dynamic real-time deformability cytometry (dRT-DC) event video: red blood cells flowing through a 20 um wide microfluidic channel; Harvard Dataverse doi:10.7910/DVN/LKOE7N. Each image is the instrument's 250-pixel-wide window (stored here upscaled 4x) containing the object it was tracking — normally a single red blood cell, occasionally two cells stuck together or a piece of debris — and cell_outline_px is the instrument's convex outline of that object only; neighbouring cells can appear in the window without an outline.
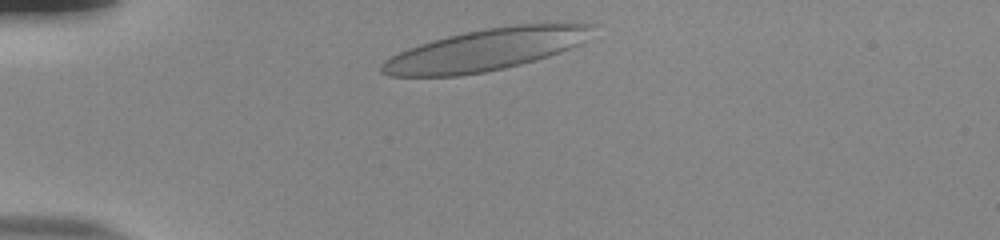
{"species": "human", "species_latin": "Homo sapiens", "temperature_condition": "room temperature", "stored_images_in_passage": 33, "camera_frame_rate_fps": 3000, "um_per_image_px": 0.085, "donor": {"sex": "male"}, "frame": {"image": 1, "passage_image": 2, "time_ms": 0.333, "image_size_px": [1000, 240], "cell_outline_px": [[596, 24], [580, 44], [560, 52], [536, 60], [504, 68], [484, 72], [460, 76], [388, 76], [380, 72], [380, 64], [384, 60], [408, 48], [432, 40], [464, 32], [484, 28], [512, 24], [560, 20]], "centroid_in_image_um": [41.37, 4.18], "position_along_channel_um": 43.6, "area_um2": 52.08}}
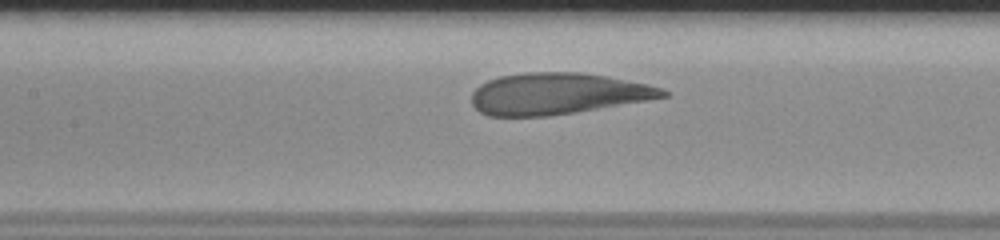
{"frame": {"image": 2, "passage_image": 14, "time_ms": 4.333, "image_size_px": [1000, 240], "cell_outline_px": [[668, 96], [648, 100], [548, 116], [488, 116], [480, 112], [472, 104], [472, 92], [480, 84], [488, 80], [500, 76], [528, 72], [580, 72], [608, 76], [648, 84], [664, 88], [668, 92]], "centroid_in_image_um": [47.39, 7.95], "position_along_channel_um": 160.0, "area_um2": 46.07}}
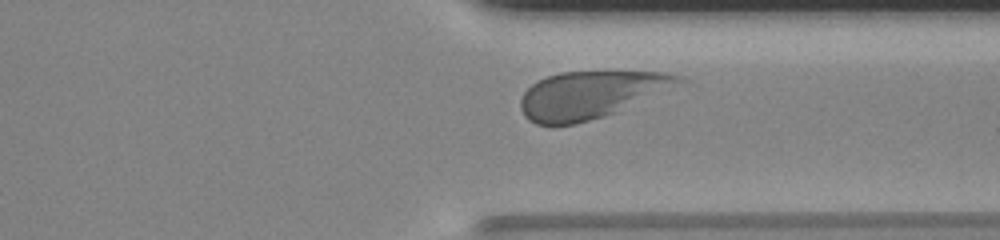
{"frame": {"image": 3, "passage_image": 30, "time_ms": 9.667, "image_size_px": [1000, 240], "cell_outline_px": [[688, 80], [604, 116], [576, 124], [536, 124], [528, 120], [524, 116], [520, 108], [520, 100], [524, 92], [532, 84], [548, 76], [560, 72], [664, 72], [684, 76]], "centroid_in_image_um": [50.15, 8.04], "position_along_channel_um": 361.2, "area_um2": 42.71}, "authors_computed_cell_mechanics": {"area_um2": 46.5868, "velocity_mm_per_s": 3.7681, "shape_relaxation_time_tau1_ms": 4.0236, "shape_relaxation_time_tau2_ms": 0.877, "deformation_change_tau1": 0.166, "deformation_change_tau2": 0.0799}}